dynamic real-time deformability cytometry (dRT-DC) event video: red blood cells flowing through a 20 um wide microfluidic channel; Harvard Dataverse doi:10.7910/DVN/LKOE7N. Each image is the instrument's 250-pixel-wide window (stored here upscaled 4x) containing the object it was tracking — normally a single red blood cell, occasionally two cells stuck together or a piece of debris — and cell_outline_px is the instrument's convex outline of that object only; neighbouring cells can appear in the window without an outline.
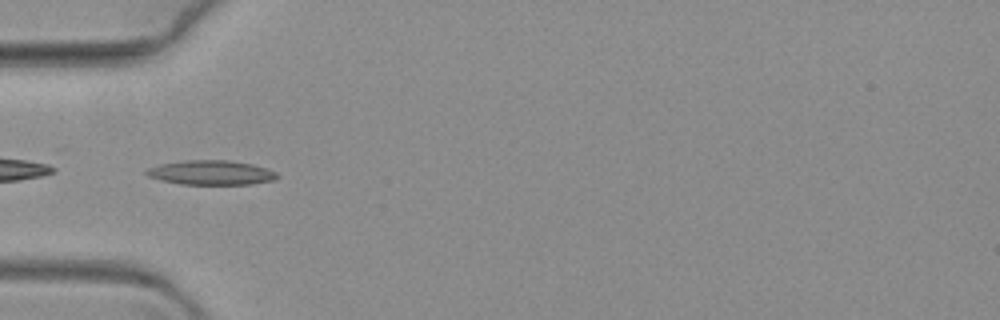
{"species": "common noctule bat (a hibernating species)", "species_latin": "Nyctalus noctula", "temperature_condition": "warm", "stored_images_in_passage": 43, "camera_frame_rate_fps": 3000, "um_per_image_px": 0.085, "animal": {"sex": "female", "body_mass_g": 19.3, "forearm_length_mm": 54.1}, "frame": {"image": 1, "passage_image": 1, "time_ms": 0.0, "image_size_px": [1000, 320], "cell_outline_px": [[280, 176], [272, 180], [252, 184], [180, 184], [160, 180], [148, 176], [144, 172], [148, 168], [160, 164], [184, 160], [228, 160], [252, 164], [268, 168], [276, 172]], "centroid_in_image_um": [17.94, 14.67], "position_along_channel_um": 67.1, "area_um2": 18.67}}
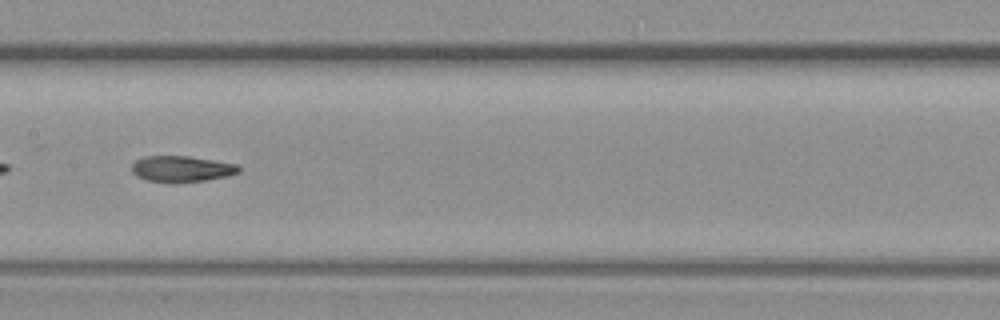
{"frame": {"image": 2, "passage_image": 13, "time_ms": 4.0, "image_size_px": [1000, 320], "cell_outline_px": [[240, 172], [228, 176], [204, 180], [172, 184], [168, 184], [148, 180], [136, 176], [132, 172], [132, 164], [136, 160], [144, 156], [188, 156], [236, 164], [240, 168]], "centroid_in_image_um": [15.4, 14.37], "position_along_channel_um": 192.0, "area_um2": 16.42}}